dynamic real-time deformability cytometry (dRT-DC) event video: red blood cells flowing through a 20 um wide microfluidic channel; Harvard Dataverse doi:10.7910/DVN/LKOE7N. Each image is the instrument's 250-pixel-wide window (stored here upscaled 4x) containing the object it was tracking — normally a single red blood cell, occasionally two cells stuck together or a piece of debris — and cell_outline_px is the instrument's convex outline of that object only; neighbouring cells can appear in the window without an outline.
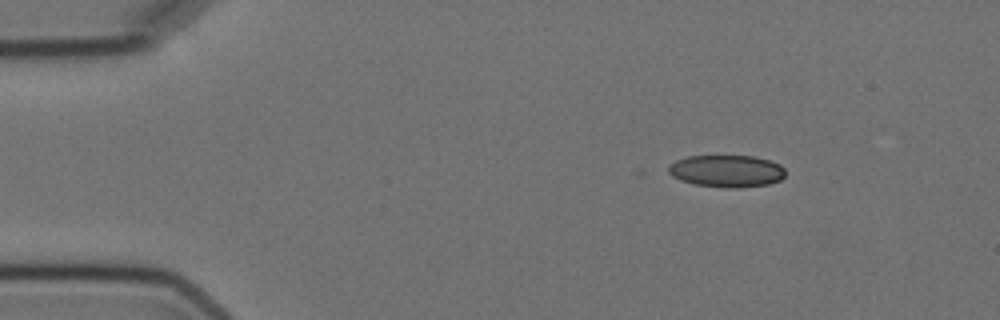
{"species": "Egyptian fruit bat (a non-hibernating species)", "species_latin": "Rousettus aegyptiacus", "temperature_condition": "cold", "stored_images_in_passage": 14, "camera_frame_rate_fps": 3000, "um_per_image_px": 0.085, "animal": {"sex": "female"}, "frame": {"image": 1, "passage_image": 2, "time_ms": 1.333, "image_size_px": [1000, 320], "cell_outline_px": [[784, 176], [780, 180], [768, 184], [740, 188], [724, 188], [692, 184], [680, 180], [672, 176], [668, 172], [668, 164], [676, 160], [688, 156], [752, 156], [768, 160], [780, 164], [784, 168]], "centroid_in_image_um": [61.73, 14.55], "position_along_channel_um": 23.3, "area_um2": 22.08}}
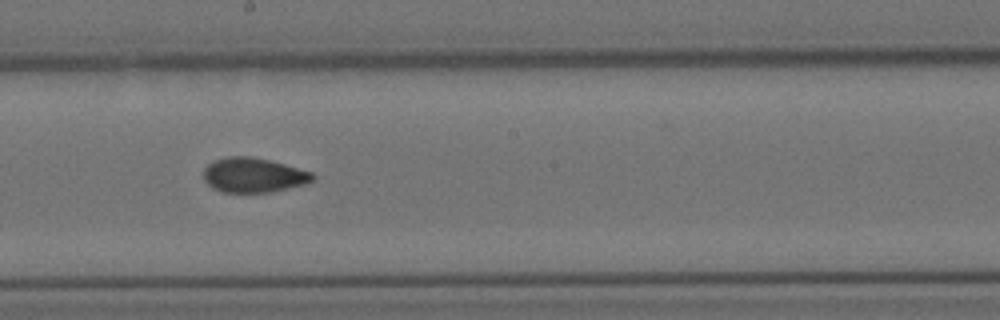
{"frame": {"image": 2, "passage_image": 8, "time_ms": 9.0, "image_size_px": [1000, 320], "cell_outline_px": [[316, 176], [308, 184], [268, 192], [224, 192], [212, 188], [204, 180], [204, 168], [212, 160], [228, 156], [252, 156], [284, 164], [312, 172]], "centroid_in_image_um": [21.54, 14.88], "position_along_channel_um": 226.7, "area_um2": 22.08}}
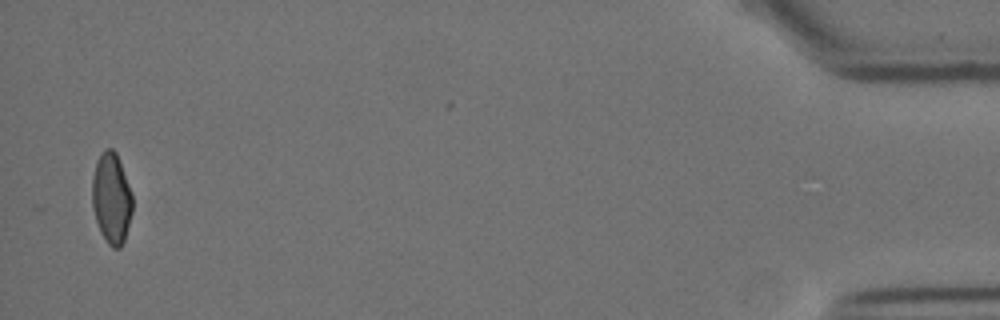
{"frame": {"image": 3, "passage_image": 14, "time_ms": 17.0, "image_size_px": [1000, 320], "cell_outline_px": [[132, 212], [124, 240], [120, 248], [112, 248], [108, 244], [100, 232], [96, 220], [92, 204], [92, 176], [96, 164], [104, 148], [112, 148], [116, 152], [132, 192]], "centroid_in_image_um": [9.47, 16.86], "position_along_channel_um": 425.7, "area_um2": 21.27}, "authors_computed_cell_mechanics": {"area_um2": 22.0796, "velocity_mm_per_s": 3.5998, "shape_relaxation_time_tau1_ms": null, "shape_relaxation_time_tau2_ms": 2.3111, "deformation_change_tau1": null, "deformation_change_tau2": 0.0592}}